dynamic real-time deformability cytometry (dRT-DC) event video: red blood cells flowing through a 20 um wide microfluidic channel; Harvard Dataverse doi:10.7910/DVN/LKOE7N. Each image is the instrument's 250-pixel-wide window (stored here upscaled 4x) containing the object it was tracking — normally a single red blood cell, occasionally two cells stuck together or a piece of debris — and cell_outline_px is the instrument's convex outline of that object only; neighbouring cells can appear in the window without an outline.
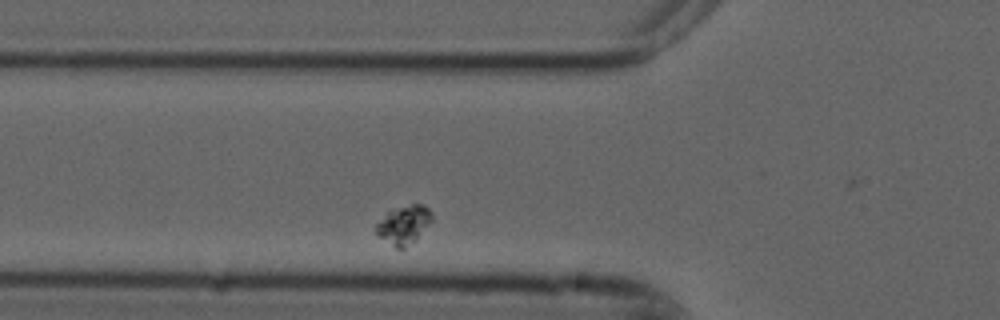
{"species": "common noctule bat (a hibernating species)", "species_latin": "Nyctalus noctula", "temperature_condition": "cold", "stored_images_in_passage": 3, "camera_frame_rate_fps": 3000, "um_per_image_px": 0.085, "animal": {"sex": "male", "forearm_length_mm": 52.5}, "frame": {"image": 1, "passage_image": 3, "time_ms": 0.667, "image_size_px": [1000, 320], "cell_outline_px": [[432, 220], [416, 240], [404, 248], [396, 248], [380, 236], [376, 232], [376, 224], [392, 208], [412, 204], [420, 204], [428, 208], [432, 212]], "centroid_in_image_um": [34.35, 19.09], "position_along_channel_um": 91.5, "area_um2": 12.31}}